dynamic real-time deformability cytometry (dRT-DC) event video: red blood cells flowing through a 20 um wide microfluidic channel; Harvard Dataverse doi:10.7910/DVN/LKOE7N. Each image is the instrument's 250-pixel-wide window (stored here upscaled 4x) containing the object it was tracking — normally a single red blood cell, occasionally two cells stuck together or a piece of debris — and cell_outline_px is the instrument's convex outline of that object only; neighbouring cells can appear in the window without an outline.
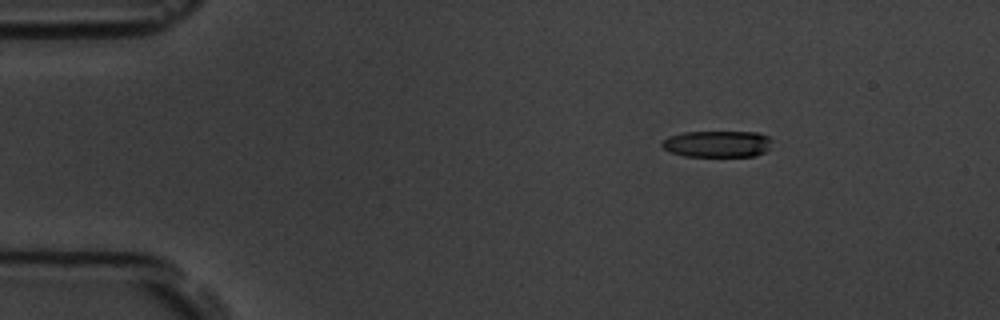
{"species": "common noctule bat (a hibernating species)", "species_latin": "Nyctalus noctula", "temperature_condition": "room temperature", "stored_images_in_passage": 5, "segment_of_instrument_passage": [2, 2], "camera_frame_rate_fps": 3000, "um_per_image_px": 0.085, "animal": {"sex": "male", "body_mass_g": 19.5, "forearm_length_mm": 54.6}, "frame": {"image": 1, "passage_image": 5, "time_ms": 5.667, "image_size_px": [1000, 320], "cell_outline_px": [[772, 140], [768, 148], [764, 152], [756, 156], [684, 156], [672, 152], [664, 148], [660, 144], [668, 136], [684, 132], [756, 132], [768, 136]], "centroid_in_image_um": [60.98, 12.23], "position_along_channel_um": 24.0, "area_um2": 16.94}}